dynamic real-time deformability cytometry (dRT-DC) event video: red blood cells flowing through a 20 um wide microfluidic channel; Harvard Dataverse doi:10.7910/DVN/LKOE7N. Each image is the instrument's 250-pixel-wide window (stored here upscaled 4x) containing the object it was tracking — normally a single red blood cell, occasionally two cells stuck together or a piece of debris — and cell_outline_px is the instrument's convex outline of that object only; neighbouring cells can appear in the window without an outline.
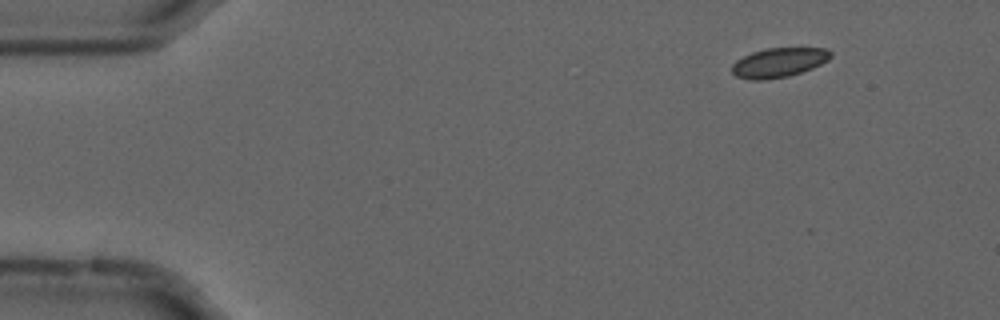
{"species": "common noctule bat (a hibernating species)", "species_latin": "Nyctalus noctula", "temperature_condition": "cold", "stored_images_in_passage": 48, "camera_frame_rate_fps": 3000, "um_per_image_px": 0.085, "animal": {"sex": "male", "forearm_length_mm": 52.5}, "frame": {"image": 1, "passage_image": 1, "time_ms": 0.0, "image_size_px": [1000, 320], "cell_outline_px": [[832, 56], [828, 60], [812, 68], [788, 76], [764, 80], [748, 80], [736, 76], [732, 72], [732, 64], [736, 60], [752, 52], [768, 48], [828, 48], [832, 52]], "centroid_in_image_um": [66.2, 5.31], "position_along_channel_um": 18.8, "area_um2": 16.94}}
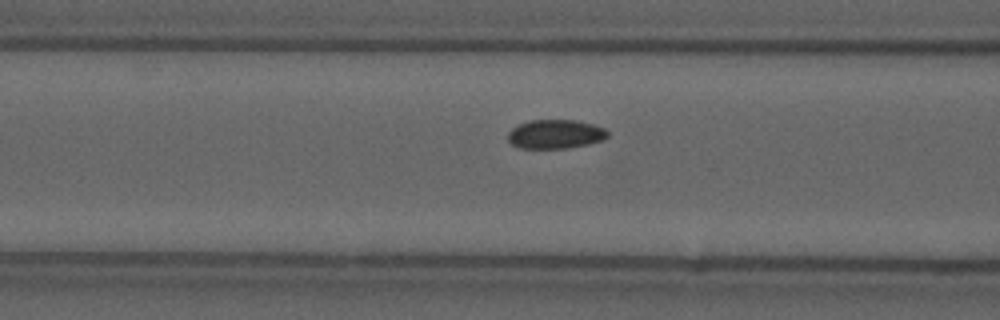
{"frame": {"image": 2, "passage_image": 17, "time_ms": 5.333, "image_size_px": [1000, 320], "cell_outline_px": [[608, 136], [604, 140], [588, 144], [568, 148], [520, 148], [512, 144], [508, 140], [508, 132], [512, 128], [528, 120], [576, 120], [592, 124], [604, 128], [608, 132]], "centroid_in_image_um": [47.21, 11.4], "position_along_channel_um": 119.4, "area_um2": 16.88}}
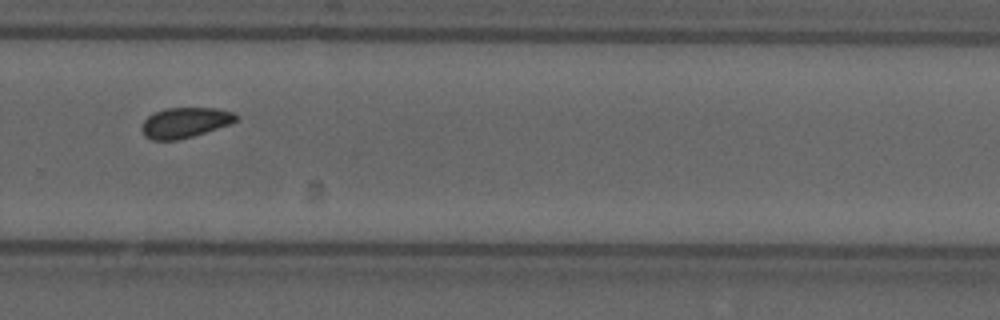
{"frame": {"image": 3, "passage_image": 33, "time_ms": 10.667, "image_size_px": [1000, 320], "cell_outline_px": [[236, 120], [232, 124], [192, 136], [176, 140], [152, 140], [144, 136], [140, 128], [144, 120], [148, 116], [164, 108], [216, 108], [232, 112], [236, 116]], "centroid_in_image_um": [15.69, 10.42], "position_along_channel_um": 314.1, "area_um2": 16.59}}